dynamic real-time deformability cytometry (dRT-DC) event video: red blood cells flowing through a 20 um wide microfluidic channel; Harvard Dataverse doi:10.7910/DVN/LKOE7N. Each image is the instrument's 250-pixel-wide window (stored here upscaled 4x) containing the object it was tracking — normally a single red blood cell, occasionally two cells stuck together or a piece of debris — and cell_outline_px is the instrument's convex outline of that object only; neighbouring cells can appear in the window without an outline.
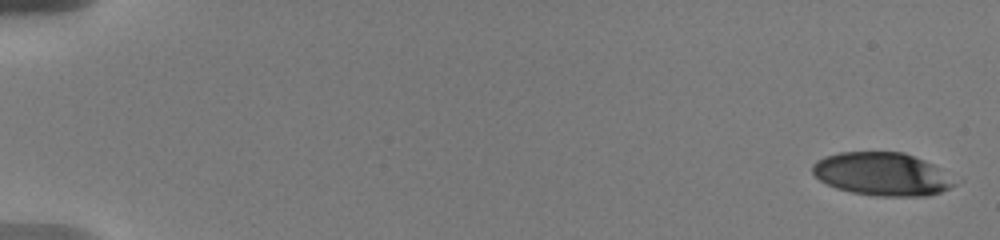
{"species": "human", "species_latin": "Homo sapiens", "temperature_condition": "warm", "stored_images_in_passage": 34, "camera_frame_rate_fps": 3000, "um_per_image_px": 0.085, "donor": {"sex": "male"}, "frame": {"image": 1, "passage_image": 1, "time_ms": 0.0, "image_size_px": [1000, 240], "cell_outline_px": [[956, 184], [940, 192], [928, 196], [876, 196], [852, 192], [836, 188], [820, 180], [812, 172], [812, 164], [816, 160], [824, 156], [840, 152], [904, 152], [924, 160], [932, 164]], "centroid_in_image_um": [74.9, 14.79], "position_along_channel_um": 10.1, "area_um2": 35.26}}
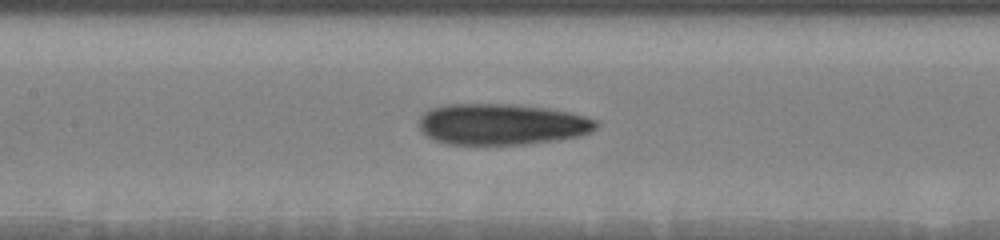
{"frame": {"image": 2, "passage_image": 13, "time_ms": 9.0, "image_size_px": [1000, 240], "cell_outline_px": [[600, 124], [592, 132], [580, 136], [556, 140], [524, 144], [448, 144], [432, 140], [424, 136], [420, 132], [416, 124], [420, 116], [424, 112], [432, 108], [448, 104], [516, 104], [548, 108], [568, 112], [584, 116], [596, 120]], "centroid_in_image_um": [42.6, 10.56], "position_along_channel_um": 164.8, "area_um2": 43.0}}
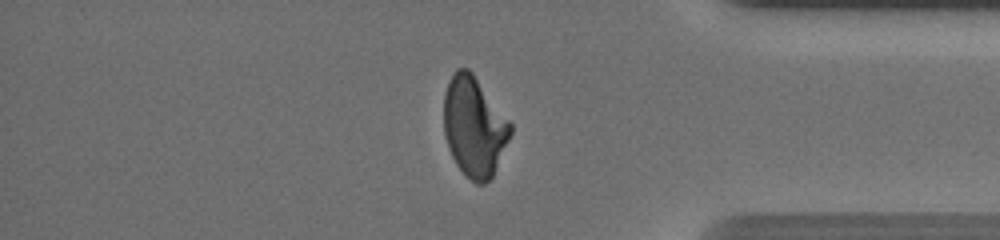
{"frame": {"image": 3, "passage_image": 28, "time_ms": 15.667, "image_size_px": [1000, 240], "cell_outline_px": [[512, 132], [492, 176], [484, 184], [476, 184], [456, 164], [448, 148], [444, 132], [444, 92], [448, 80], [456, 68], [468, 68], [472, 72], [512, 124]], "centroid_in_image_um": [40.28, 10.73], "position_along_channel_um": 394.9, "area_um2": 38.49}, "authors_computed_cell_mechanics": {"area_um2": 40.1132, "velocity_mm_per_s": 3.6734, "shape_relaxation_time_tau1_ms": null, "shape_relaxation_time_tau2_ms": 2.0299, "deformation_change_tau1": null, "deformation_change_tau2": 0.1041}}